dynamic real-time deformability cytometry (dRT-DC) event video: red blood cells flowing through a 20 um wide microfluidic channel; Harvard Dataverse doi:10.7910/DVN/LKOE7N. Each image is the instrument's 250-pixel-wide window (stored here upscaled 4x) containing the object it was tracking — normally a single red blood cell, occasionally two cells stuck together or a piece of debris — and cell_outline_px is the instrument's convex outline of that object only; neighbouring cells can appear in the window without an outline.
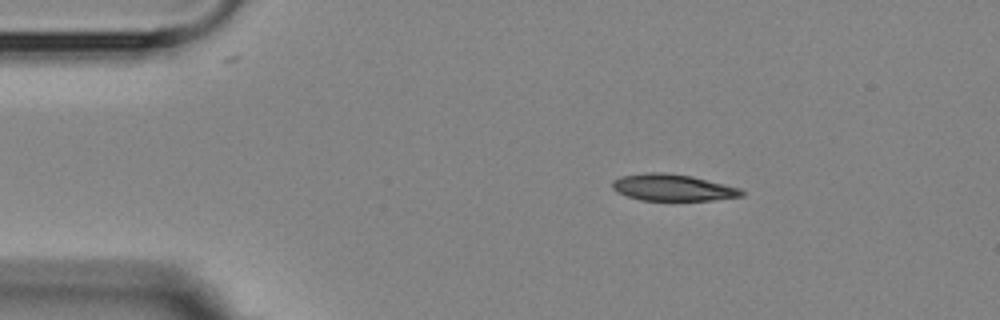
{"species": "Egyptian fruit bat (a non-hibernating species)", "species_latin": "Rousettus aegyptiacus", "temperature_condition": "room temperature", "stored_images_in_passage": 4, "camera_frame_rate_fps": 3000, "um_per_image_px": 0.085, "animal": {"sex": "female"}, "frame": {"image": 1, "passage_image": 1, "time_ms": 0.0, "image_size_px": [1000, 320], "cell_outline_px": [[744, 196], [712, 200], [640, 200], [616, 192], [612, 188], [612, 180], [620, 176], [648, 172], [664, 172], [692, 176], [740, 188], [744, 192]], "centroid_in_image_um": [57.16, 15.93], "position_along_channel_um": 27.8, "area_um2": 20.11}}
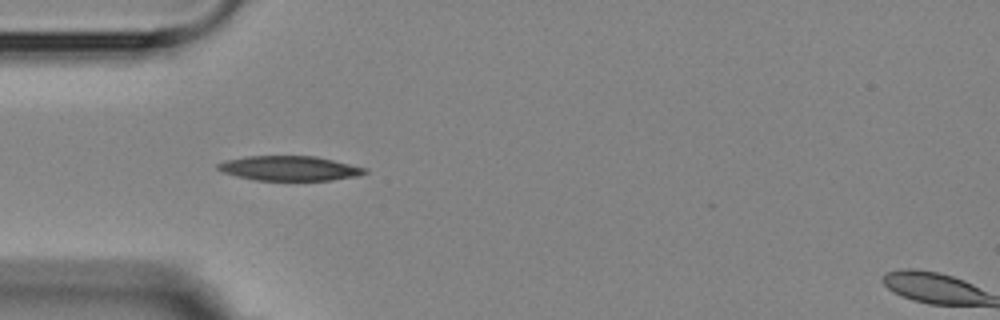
{"frame": {"image": 2, "passage_image": 3, "time_ms": 2.333, "image_size_px": [1000, 320], "cell_outline_px": [[368, 172], [360, 176], [332, 180], [256, 180], [236, 176], [224, 172], [216, 168], [216, 164], [228, 160], [248, 156], [316, 156], [368, 168]], "centroid_in_image_um": [24.66, 14.31], "position_along_channel_um": 60.3, "area_um2": 21.15}}
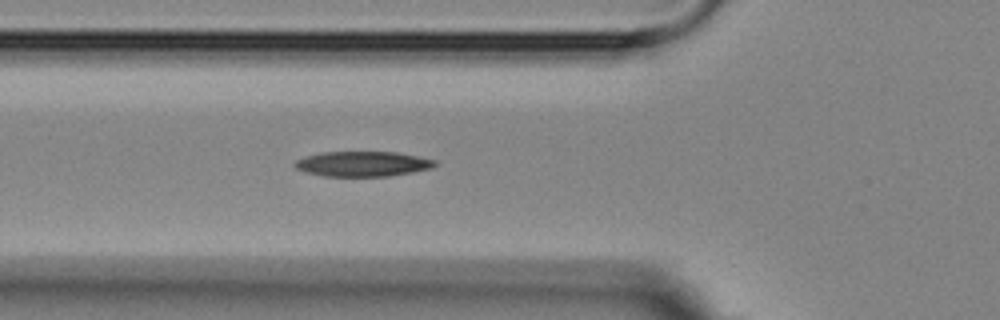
{"frame": {"image": 3, "passage_image": 4, "time_ms": 3.333, "image_size_px": [1000, 320], "cell_outline_px": [[436, 164], [432, 168], [412, 172], [388, 176], [324, 176], [308, 172], [296, 168], [292, 164], [296, 160], [308, 156], [324, 152], [396, 152], [436, 160]], "centroid_in_image_um": [30.84, 13.93], "position_along_channel_um": 95.0, "area_um2": 20.23}}